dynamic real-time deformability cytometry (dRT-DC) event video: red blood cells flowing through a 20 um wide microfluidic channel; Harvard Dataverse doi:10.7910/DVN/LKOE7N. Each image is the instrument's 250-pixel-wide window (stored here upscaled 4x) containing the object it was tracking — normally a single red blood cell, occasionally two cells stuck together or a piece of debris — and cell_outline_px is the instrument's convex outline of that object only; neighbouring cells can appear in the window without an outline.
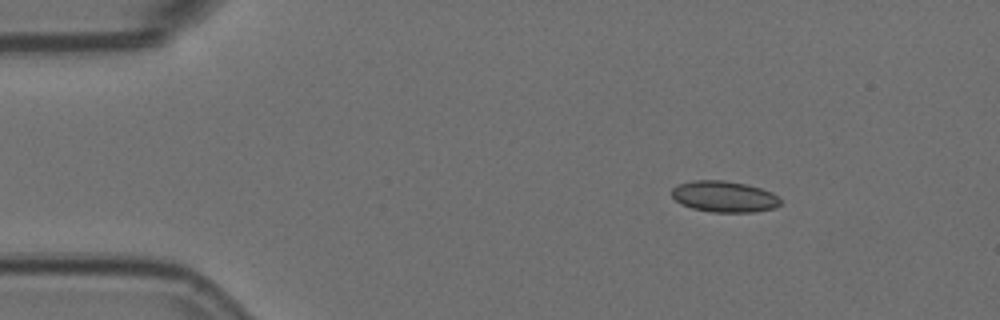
{"species": "Egyptian fruit bat (a non-hibernating species)", "species_latin": "Rousettus aegyptiacus", "temperature_condition": "room temperature", "stored_images_in_passage": 4, "camera_frame_rate_fps": 3000, "um_per_image_px": 0.085, "animal": {"sex": "female"}, "frame": {"image": 1, "passage_image": 2, "time_ms": 0.333, "image_size_px": [1000, 320], "cell_outline_px": [[780, 204], [776, 208], [752, 212], [712, 212], [692, 208], [680, 204], [672, 196], [672, 188], [680, 184], [692, 180], [724, 180], [748, 184], [772, 192], [780, 200]], "centroid_in_image_um": [61.55, 16.71], "position_along_channel_um": 23.4, "area_um2": 19.77}}